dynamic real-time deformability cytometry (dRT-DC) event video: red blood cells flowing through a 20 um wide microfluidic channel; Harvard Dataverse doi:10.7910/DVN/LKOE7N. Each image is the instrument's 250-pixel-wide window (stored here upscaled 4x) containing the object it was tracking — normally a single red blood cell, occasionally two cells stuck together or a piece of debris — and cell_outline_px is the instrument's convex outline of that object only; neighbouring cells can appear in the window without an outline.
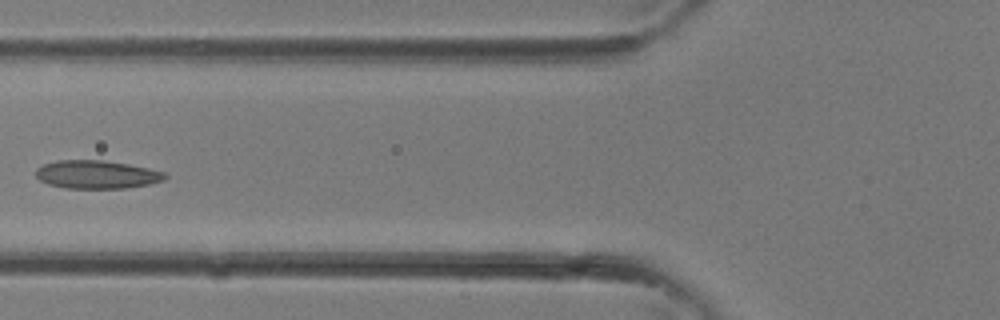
{"species": "common noctule bat (a hibernating species)", "species_latin": "Nyctalus noctula", "temperature_condition": "room temperature", "stored_images_in_passage": 29, "segment_of_instrument_passage": [2, 2], "camera_frame_rate_fps": 3000, "um_per_image_px": 0.085, "animal": {"sex": "female"}, "frame": {"image": 1, "passage_image": 9, "time_ms": 2.667, "image_size_px": [1000, 320], "cell_outline_px": [[168, 176], [164, 180], [148, 184], [124, 188], [64, 188], [48, 184], [40, 180], [36, 176], [36, 168], [44, 164], [56, 160], [104, 160], [128, 164], [148, 168], [164, 172]], "centroid_in_image_um": [8.2, 14.83], "position_along_channel_um": 117.6, "area_um2": 21.21}}
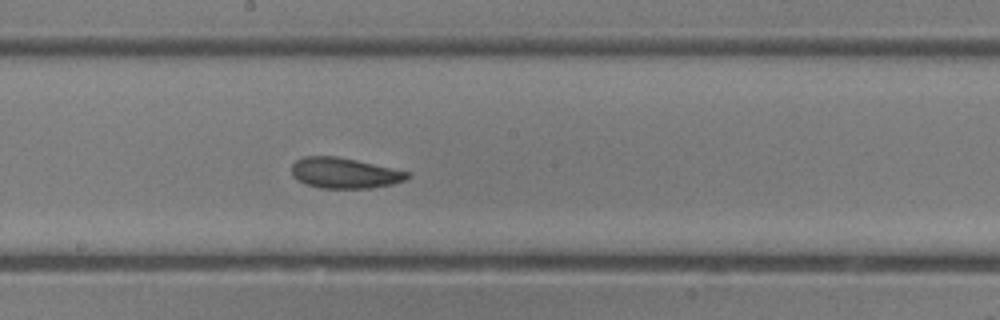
{"frame": {"image": 2, "passage_image": 14, "time_ms": 4.333, "image_size_px": [1000, 320], "cell_outline_px": [[412, 176], [404, 180], [392, 184], [372, 188], [320, 188], [296, 180], [292, 176], [292, 164], [296, 160], [304, 156], [336, 156], [356, 160], [412, 172]], "centroid_in_image_um": [29.3, 14.7], "position_along_channel_um": 218.9, "area_um2": 20.75}}
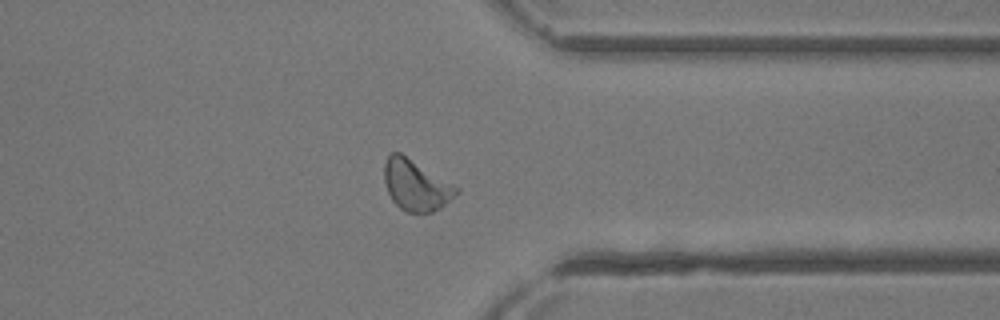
{"frame": {"image": 3, "passage_image": 22, "time_ms": 7.0, "image_size_px": [1000, 320], "cell_outline_px": [[460, 192], [456, 196], [440, 208], [432, 212], [408, 212], [400, 208], [392, 200], [388, 192], [384, 180], [384, 164], [388, 156], [392, 152], [400, 152], [460, 188]], "centroid_in_image_um": [35.37, 15.74], "position_along_channel_um": 376.0, "area_um2": 21.27}}